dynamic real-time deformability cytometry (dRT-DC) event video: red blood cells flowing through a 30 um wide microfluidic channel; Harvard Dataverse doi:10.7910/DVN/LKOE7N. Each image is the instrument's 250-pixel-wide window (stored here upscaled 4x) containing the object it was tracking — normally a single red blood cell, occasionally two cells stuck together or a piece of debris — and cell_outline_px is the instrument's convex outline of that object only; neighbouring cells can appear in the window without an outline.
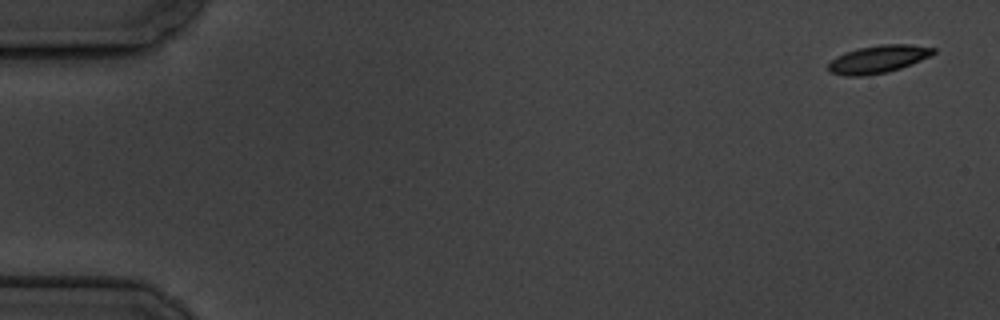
{"species": "common noctule bat (a hibernating species)", "species_latin": "Nyctalus noctula", "temperature_condition": "cold", "stored_images_in_passage": 7, "camera_frame_rate_fps": 3000, "um_per_image_px": 0.085, "animal": {"sex": "male", "body_mass_g": 19.5, "forearm_length_mm": 54.6}, "frame": {"image": 1, "passage_image": 1, "time_ms": 0.0, "image_size_px": [1000, 320], "cell_outline_px": [[936, 52], [912, 64], [888, 72], [860, 76], [848, 76], [828, 72], [828, 64], [836, 56], [844, 52], [860, 48], [880, 44], [908, 44], [936, 48]], "centroid_in_image_um": [74.62, 5.03], "position_along_channel_um": 10.4, "area_um2": 16.88}}
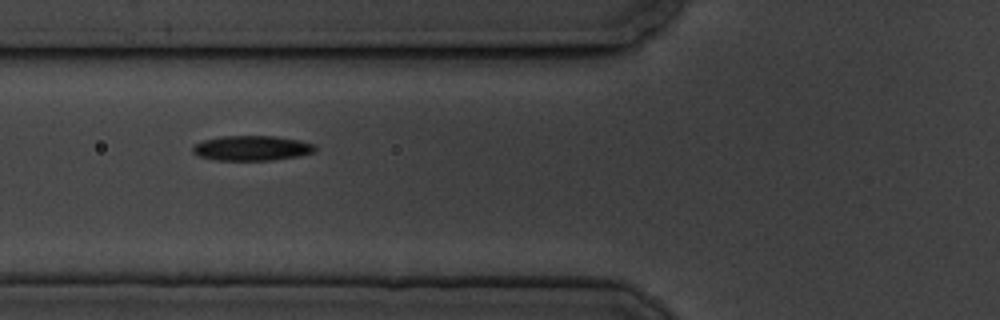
{"frame": {"image": 2, "passage_image": 6, "time_ms": 6.667, "image_size_px": [1000, 320], "cell_outline_px": [[316, 148], [312, 152], [296, 156], [272, 160], [216, 160], [200, 156], [192, 152], [192, 148], [196, 144], [204, 140], [220, 136], [272, 136], [300, 140], [316, 144]], "centroid_in_image_um": [21.4, 12.58], "position_along_channel_um": 104.4, "area_um2": 17.63}}
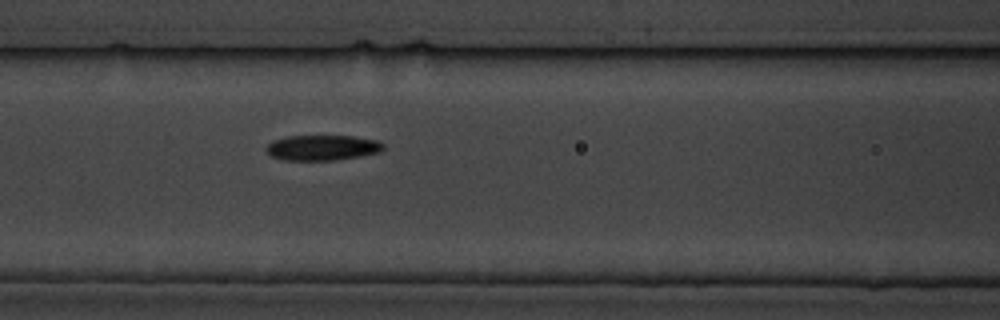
{"frame": {"image": 3, "passage_image": 7, "time_ms": 7.667, "image_size_px": [1000, 320], "cell_outline_px": [[384, 148], [380, 152], [360, 156], [332, 160], [284, 160], [272, 156], [264, 148], [272, 140], [288, 136], [352, 136], [376, 140], [384, 144]], "centroid_in_image_um": [27.38, 12.55], "position_along_channel_um": 139.2, "area_um2": 17.22}}